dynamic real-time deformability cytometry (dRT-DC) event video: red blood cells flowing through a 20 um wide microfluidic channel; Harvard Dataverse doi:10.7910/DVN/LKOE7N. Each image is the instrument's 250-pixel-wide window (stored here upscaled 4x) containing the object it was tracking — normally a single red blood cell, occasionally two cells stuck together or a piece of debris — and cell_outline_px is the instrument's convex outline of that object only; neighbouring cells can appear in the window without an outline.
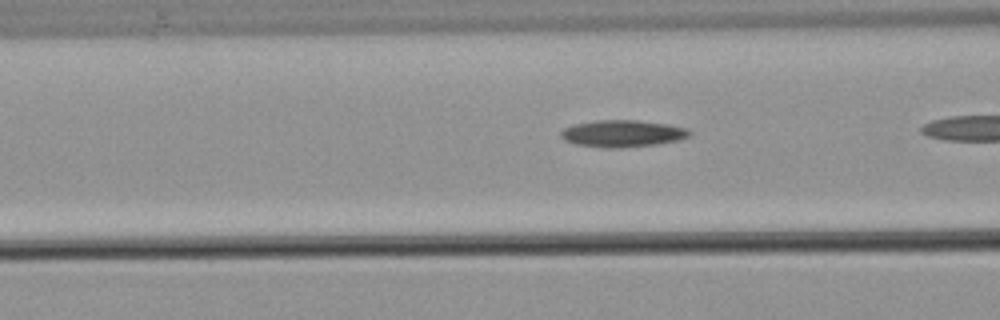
{"species": "common noctule bat (a hibernating species)", "species_latin": "Nyctalus noctula", "temperature_condition": "warm", "stored_images_in_passage": 36, "camera_frame_rate_fps": 3000, "um_per_image_px": 0.085, "animal": {"sex": "male", "body_mass_g": 21.5, "forearm_length_mm": 52.0}, "frame": {"image": 1, "passage_image": 16, "time_ms": 5.0, "image_size_px": [1000, 320], "cell_outline_px": [[692, 132], [688, 136], [676, 140], [656, 144], [620, 148], [604, 148], [576, 144], [564, 140], [560, 136], [560, 132], [564, 128], [572, 124], [596, 120], [636, 120], [668, 124], [688, 128]], "centroid_in_image_um": [52.88, 11.34], "position_along_channel_um": 113.7, "area_um2": 20.23}}